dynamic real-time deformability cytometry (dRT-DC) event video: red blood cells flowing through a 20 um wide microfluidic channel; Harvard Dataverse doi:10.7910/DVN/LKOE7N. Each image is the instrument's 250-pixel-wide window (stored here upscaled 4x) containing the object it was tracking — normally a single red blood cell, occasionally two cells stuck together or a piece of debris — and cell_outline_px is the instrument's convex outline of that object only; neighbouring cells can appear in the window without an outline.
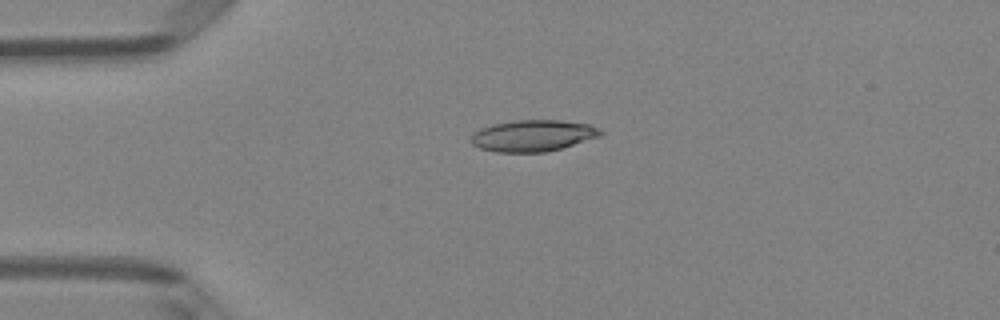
{"species": "Egyptian fruit bat (a non-hibernating species)", "species_latin": "Rousettus aegyptiacus", "temperature_condition": "room temperature", "stored_images_in_passage": 39, "camera_frame_rate_fps": 3000, "um_per_image_px": 0.085, "animal": {"sex": "female"}, "frame": {"image": 1, "passage_image": 1, "time_ms": 0.0, "image_size_px": [1000, 320], "cell_outline_px": [[604, 132], [600, 136], [560, 148], [544, 152], [496, 152], [480, 148], [472, 144], [472, 132], [480, 128], [492, 124], [516, 120], [560, 120], [588, 124], [600, 128]], "centroid_in_image_um": [45.28, 11.52], "position_along_channel_um": 39.7, "area_um2": 23.64}}
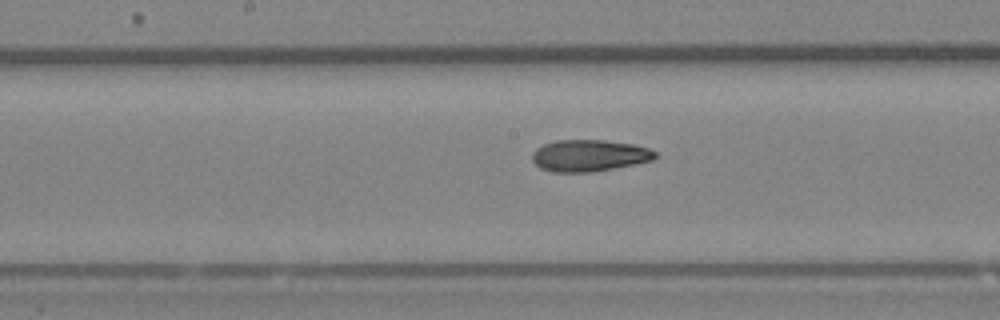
{"frame": {"image": 2, "passage_image": 15, "time_ms": 4.667, "image_size_px": [1000, 320], "cell_outline_px": [[660, 156], [652, 160], [636, 164], [592, 172], [552, 172], [540, 168], [532, 160], [532, 152], [536, 148], [544, 144], [556, 140], [604, 140], [632, 144], [648, 148], [656, 152]], "centroid_in_image_um": [50.09, 13.22], "position_along_channel_um": 198.1, "area_um2": 22.83}}
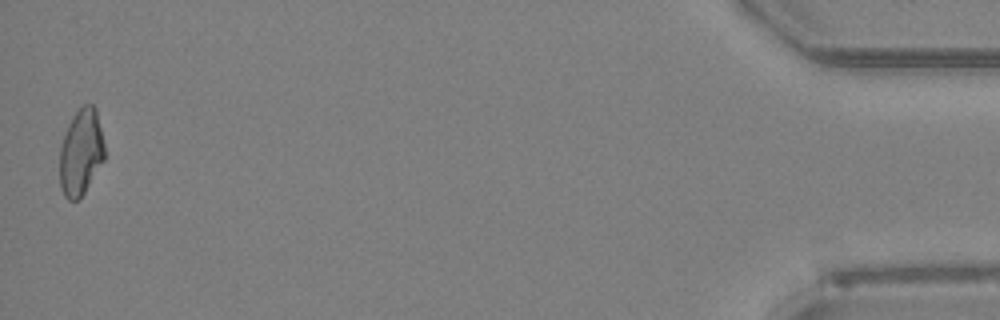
{"frame": {"image": 3, "passage_image": 39, "time_ms": 12.667, "image_size_px": [1000, 320], "cell_outline_px": [[104, 160], [84, 192], [76, 200], [68, 200], [64, 196], [60, 188], [60, 148], [68, 124], [72, 116], [84, 104], [92, 104], [96, 108], [104, 144]], "centroid_in_image_um": [6.87, 12.93], "position_along_channel_um": 428.3, "area_um2": 22.37}, "authors_computed_cell_mechanics": {"area_um2": 22.542, "velocity_mm_per_s": 4.0256, "shape_relaxation_time_tau1_ms": 6.8027, "shape_relaxation_time_tau2_ms": 4.0493, "deformation_change_tau1": 0.1851, "deformation_change_tau2": 0.1017}}